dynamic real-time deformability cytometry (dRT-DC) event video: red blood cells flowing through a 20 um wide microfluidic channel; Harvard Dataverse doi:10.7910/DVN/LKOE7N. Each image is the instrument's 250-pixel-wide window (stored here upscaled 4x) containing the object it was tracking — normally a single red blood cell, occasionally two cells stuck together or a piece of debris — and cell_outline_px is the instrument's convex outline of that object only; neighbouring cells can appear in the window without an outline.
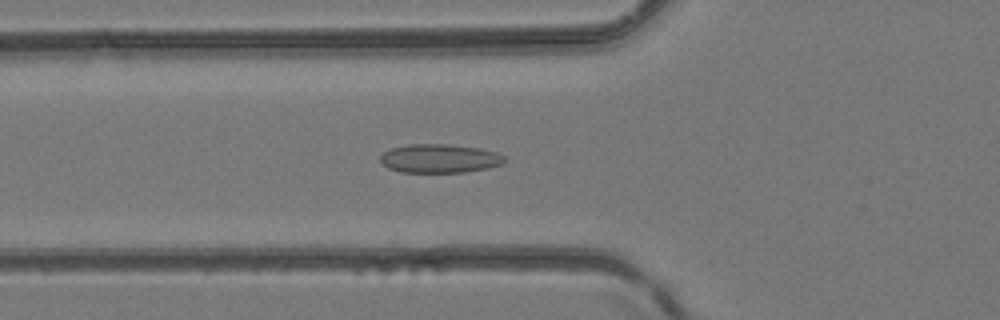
{"species": "common noctule bat (a hibernating species)", "species_latin": "Nyctalus noctula", "temperature_condition": "room temperature", "stored_images_in_passage": 42, "camera_frame_rate_fps": 3000, "um_per_image_px": 0.085, "animal": {"sex": "female", "body_mass_g": 24.6, "forearm_length_mm": 56.2}, "frame": {"image": 1, "passage_image": 15, "time_ms": 4.667, "image_size_px": [1000, 320], "cell_outline_px": [[504, 164], [488, 168], [464, 172], [400, 172], [388, 168], [380, 164], [380, 156], [384, 152], [392, 148], [408, 144], [448, 144], [480, 148], [496, 152], [504, 156]], "centroid_in_image_um": [37.35, 13.47], "position_along_channel_um": 88.5, "area_um2": 20.92}}
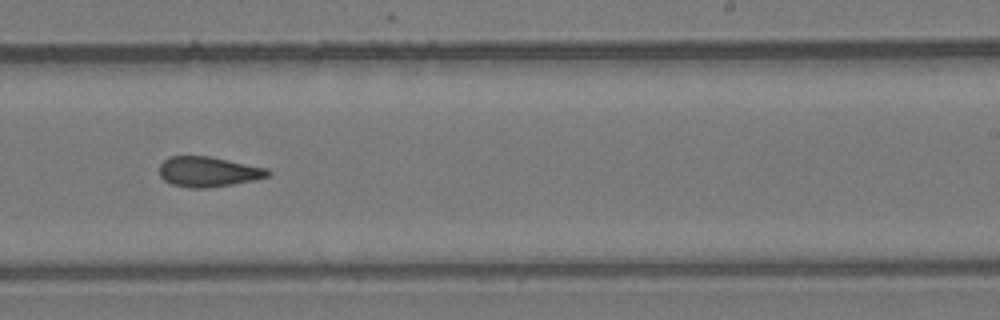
{"frame": {"image": 2, "passage_image": 26, "time_ms": 8.333, "image_size_px": [1000, 320], "cell_outline_px": [[272, 176], [232, 184], [208, 188], [188, 188], [172, 184], [164, 180], [160, 176], [160, 164], [168, 156], [208, 156], [268, 168], [272, 172]], "centroid_in_image_um": [17.72, 14.6], "position_along_channel_um": 271.3, "area_um2": 19.13}}
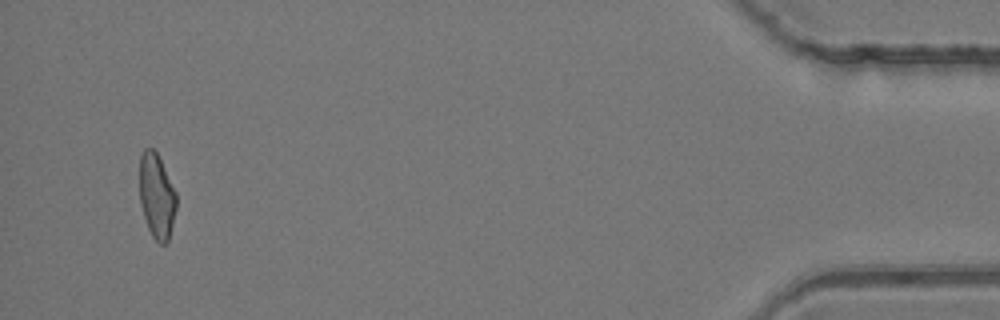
{"frame": {"image": 3, "passage_image": 40, "time_ms": 13.0, "image_size_px": [1000, 320], "cell_outline_px": [[176, 208], [168, 240], [164, 244], [160, 244], [152, 236], [148, 228], [140, 204], [140, 156], [144, 148], [152, 148], [156, 152], [176, 192]], "centroid_in_image_um": [13.31, 16.66], "position_along_channel_um": 421.9, "area_um2": 17.92}}